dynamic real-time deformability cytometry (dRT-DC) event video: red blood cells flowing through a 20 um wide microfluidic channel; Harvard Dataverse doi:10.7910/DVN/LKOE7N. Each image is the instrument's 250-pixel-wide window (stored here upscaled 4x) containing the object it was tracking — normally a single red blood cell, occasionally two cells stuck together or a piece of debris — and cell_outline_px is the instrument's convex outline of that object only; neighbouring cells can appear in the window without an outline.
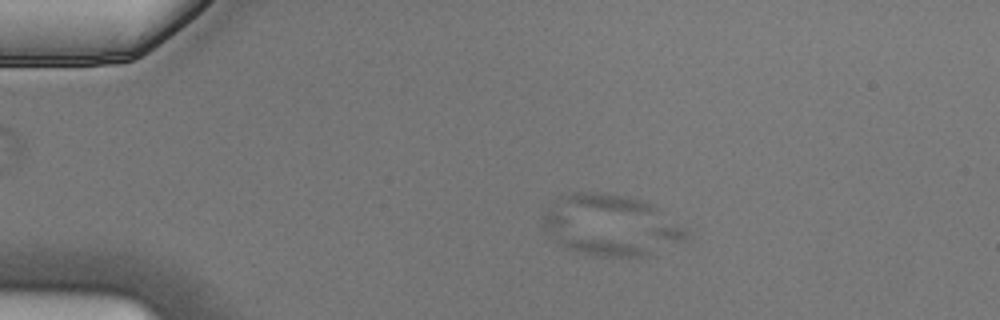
{"species": "Egyptian fruit bat (a non-hibernating species)", "species_latin": "Rousettus aegyptiacus", "temperature_condition": "cold", "stored_images_in_passage": 8, "camera_frame_rate_fps": 3000, "um_per_image_px": 0.085, "animal": {"sex": "male"}, "frame": {"image": 1, "passage_image": 2, "time_ms": 0.333, "image_size_px": [1000, 320], "cell_outline_px": [[652, 256], [596, 256], [568, 248], [548, 236], [540, 224], [544, 212], [552, 212], [644, 244]], "centroid_in_image_um": [50.12, 20.22], "position_along_channel_um": 34.9, "area_um2": 18.26}}